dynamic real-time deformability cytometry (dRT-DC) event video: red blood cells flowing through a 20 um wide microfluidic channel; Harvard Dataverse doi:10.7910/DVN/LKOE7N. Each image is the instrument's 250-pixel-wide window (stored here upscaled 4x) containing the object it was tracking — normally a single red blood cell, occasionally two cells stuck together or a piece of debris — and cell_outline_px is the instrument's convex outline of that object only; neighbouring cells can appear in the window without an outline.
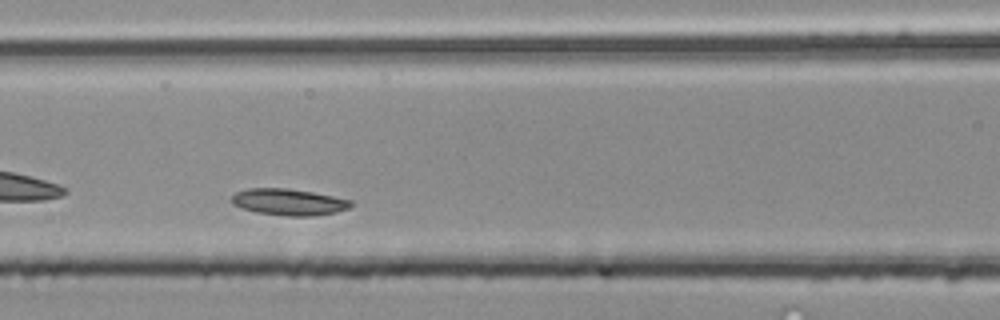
{"species": "common noctule bat (a hibernating species)", "species_latin": "Nyctalus noctula", "temperature_condition": "room temperature", "stored_images_in_passage": 52, "segment_of_instrument_passage": [2, 2], "camera_frame_rate_fps": 3000, "um_per_image_px": 0.085, "animal": {"sex": "male", "body_mass_g": 20.4}, "frame": {"image": 1, "passage_image": 24, "time_ms": 7.667, "image_size_px": [1000, 320], "cell_outline_px": [[352, 204], [348, 208], [336, 212], [312, 216], [288, 216], [256, 212], [240, 208], [232, 204], [232, 196], [236, 192], [248, 188], [288, 188], [312, 192], [352, 200]], "centroid_in_image_um": [24.52, 17.17], "position_along_channel_um": 142.1, "area_um2": 18.38}}
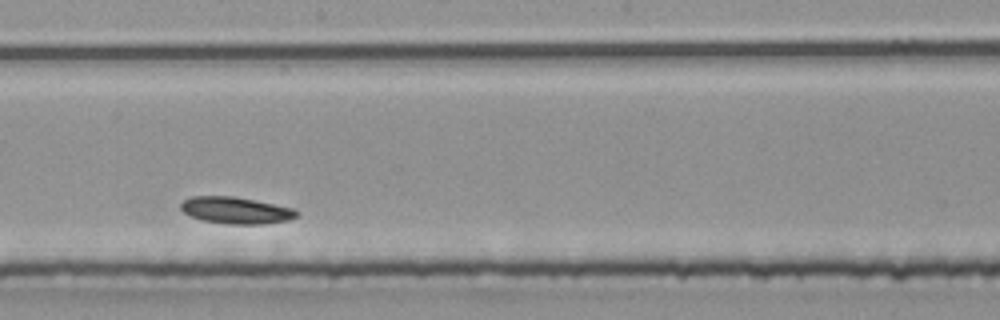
{"frame": {"image": 2, "passage_image": 31, "time_ms": 10.0, "image_size_px": [1000, 320], "cell_outline_px": [[300, 216], [288, 220], [264, 224], [228, 224], [204, 220], [192, 216], [184, 212], [180, 208], [180, 204], [184, 200], [192, 196], [236, 196], [296, 208], [300, 212]], "centroid_in_image_um": [20.13, 17.87], "position_along_channel_um": 228.1, "area_um2": 18.26}}
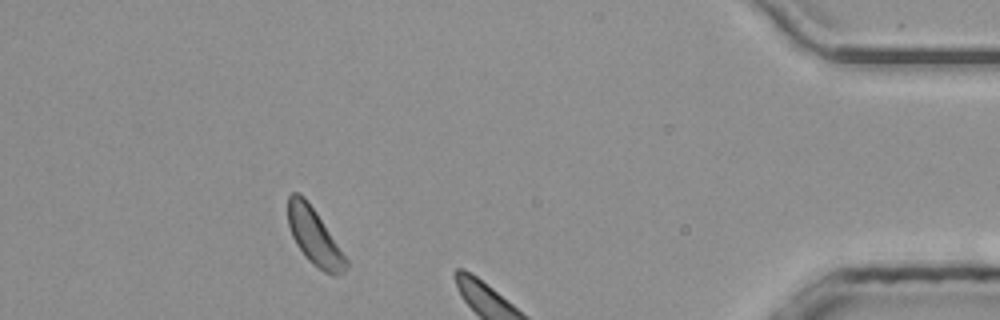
{"frame": {"image": 3, "passage_image": 47, "time_ms": 15.333, "image_size_px": [1000, 320], "cell_outline_px": [[348, 264], [344, 272], [340, 276], [332, 276], [324, 272], [312, 264], [308, 260], [296, 244], [292, 236], [288, 224], [288, 196], [292, 192], [300, 192], [304, 196], [316, 212], [348, 260]], "centroid_in_image_um": [26.72, 20.13], "position_along_channel_um": 408.5, "area_um2": 19.13}}